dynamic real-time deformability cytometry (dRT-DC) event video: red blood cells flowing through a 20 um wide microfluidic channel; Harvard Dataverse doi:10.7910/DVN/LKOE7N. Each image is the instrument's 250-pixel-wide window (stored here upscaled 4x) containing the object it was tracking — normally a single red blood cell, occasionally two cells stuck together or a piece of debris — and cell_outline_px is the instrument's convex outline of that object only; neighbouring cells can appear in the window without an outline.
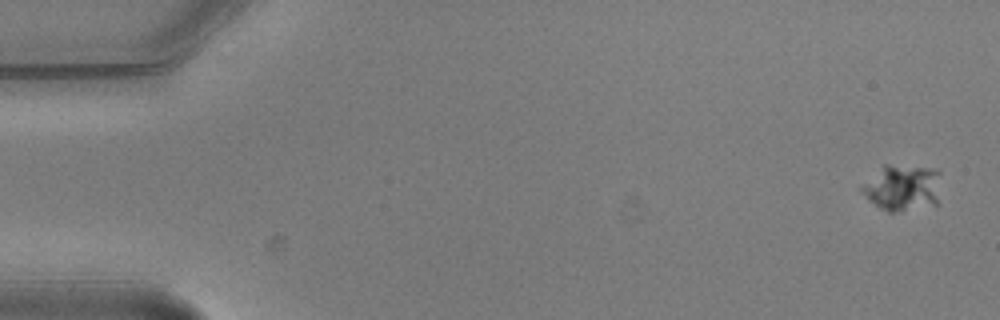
{"species": "common noctule bat (a hibernating species)", "species_latin": "Nyctalus noctula", "temperature_condition": "warm", "stored_images_in_passage": 9, "camera_frame_rate_fps": 3000, "um_per_image_px": 0.085, "animal": {"sex": "male", "body_mass_g": 20.5, "forearm_length_mm": 52.5}, "frame": {"image": 1, "passage_image": 1, "time_ms": 0.0, "image_size_px": [1000, 320], "cell_outline_px": [[940, 172], [936, 204], [900, 212], [888, 212], [880, 208], [868, 200], [860, 188], [884, 164], [888, 164], [932, 168]], "centroid_in_image_um": [76.7, 15.96], "position_along_channel_um": 8.3, "area_um2": 21.1}}
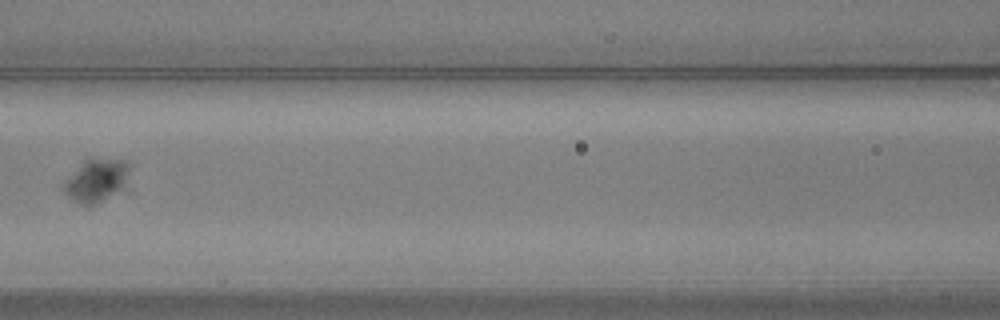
{"frame": {"image": 2, "passage_image": 6, "time_ms": 1.667, "image_size_px": [1000, 320], "cell_outline_px": [[132, 192], [96, 204], [80, 204], [72, 200], [64, 192], [64, 184], [84, 156], [88, 156], [124, 160], [132, 164]], "centroid_in_image_um": [8.42, 15.33], "position_along_channel_um": 158.2, "area_um2": 18.55}}
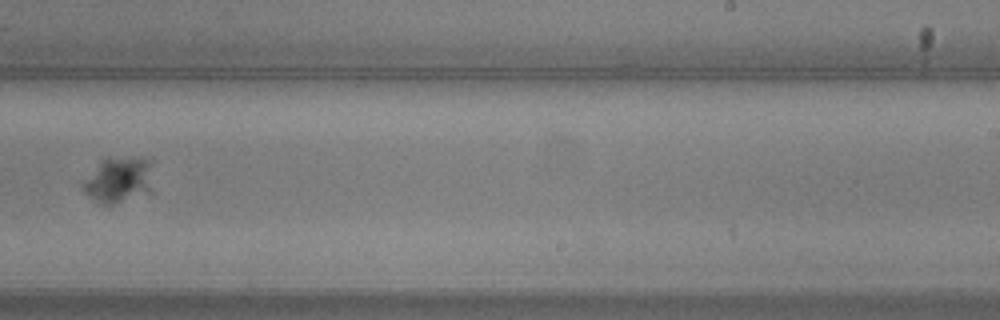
{"frame": {"image": 3, "passage_image": 9, "time_ms": 2.667, "image_size_px": [1000, 320], "cell_outline_px": [[152, 192], [112, 204], [104, 204], [96, 200], [84, 192], [84, 184], [100, 160], [104, 156], [140, 156], [152, 160]], "centroid_in_image_um": [10.18, 15.22], "position_along_channel_um": 278.8, "area_um2": 18.96}}